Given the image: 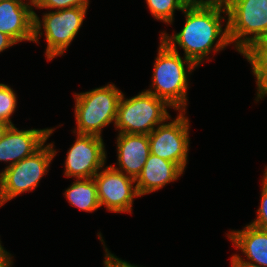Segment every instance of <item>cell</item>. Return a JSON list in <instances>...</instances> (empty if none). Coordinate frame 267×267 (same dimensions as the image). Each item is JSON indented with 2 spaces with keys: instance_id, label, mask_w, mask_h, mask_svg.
I'll use <instances>...</instances> for the list:
<instances>
[{
  "instance_id": "8992f818",
  "label": "cell",
  "mask_w": 267,
  "mask_h": 267,
  "mask_svg": "<svg viewBox=\"0 0 267 267\" xmlns=\"http://www.w3.org/2000/svg\"><path fill=\"white\" fill-rule=\"evenodd\" d=\"M55 154L53 144L46 147L43 144L32 155L5 167L0 173V206L19 194L36 188Z\"/></svg>"
},
{
  "instance_id": "4316f807",
  "label": "cell",
  "mask_w": 267,
  "mask_h": 267,
  "mask_svg": "<svg viewBox=\"0 0 267 267\" xmlns=\"http://www.w3.org/2000/svg\"><path fill=\"white\" fill-rule=\"evenodd\" d=\"M9 126L10 125L6 124L5 122L0 121V140L3 138Z\"/></svg>"
},
{
  "instance_id": "2e32d148",
  "label": "cell",
  "mask_w": 267,
  "mask_h": 267,
  "mask_svg": "<svg viewBox=\"0 0 267 267\" xmlns=\"http://www.w3.org/2000/svg\"><path fill=\"white\" fill-rule=\"evenodd\" d=\"M252 65V71L257 78V101L267 95V36L247 47L241 53Z\"/></svg>"
},
{
  "instance_id": "ffe728a7",
  "label": "cell",
  "mask_w": 267,
  "mask_h": 267,
  "mask_svg": "<svg viewBox=\"0 0 267 267\" xmlns=\"http://www.w3.org/2000/svg\"><path fill=\"white\" fill-rule=\"evenodd\" d=\"M34 6L38 8H57L63 10L73 7L87 8L88 0H33Z\"/></svg>"
},
{
  "instance_id": "484cf974",
  "label": "cell",
  "mask_w": 267,
  "mask_h": 267,
  "mask_svg": "<svg viewBox=\"0 0 267 267\" xmlns=\"http://www.w3.org/2000/svg\"><path fill=\"white\" fill-rule=\"evenodd\" d=\"M7 251L4 250L0 243V267H10L12 265L11 256Z\"/></svg>"
},
{
  "instance_id": "ba28073f",
  "label": "cell",
  "mask_w": 267,
  "mask_h": 267,
  "mask_svg": "<svg viewBox=\"0 0 267 267\" xmlns=\"http://www.w3.org/2000/svg\"><path fill=\"white\" fill-rule=\"evenodd\" d=\"M86 10L87 8L73 7L44 14L41 22L47 40L48 60L65 52L80 30Z\"/></svg>"
},
{
  "instance_id": "8fae6325",
  "label": "cell",
  "mask_w": 267,
  "mask_h": 267,
  "mask_svg": "<svg viewBox=\"0 0 267 267\" xmlns=\"http://www.w3.org/2000/svg\"><path fill=\"white\" fill-rule=\"evenodd\" d=\"M30 5L22 0H4L0 2V32L9 35L17 43L23 40L38 42L42 35L41 22Z\"/></svg>"
},
{
  "instance_id": "e0dca14e",
  "label": "cell",
  "mask_w": 267,
  "mask_h": 267,
  "mask_svg": "<svg viewBox=\"0 0 267 267\" xmlns=\"http://www.w3.org/2000/svg\"><path fill=\"white\" fill-rule=\"evenodd\" d=\"M64 194L72 206L86 212H92L100 208L94 178L77 179Z\"/></svg>"
},
{
  "instance_id": "5bb4252c",
  "label": "cell",
  "mask_w": 267,
  "mask_h": 267,
  "mask_svg": "<svg viewBox=\"0 0 267 267\" xmlns=\"http://www.w3.org/2000/svg\"><path fill=\"white\" fill-rule=\"evenodd\" d=\"M183 170L174 162L162 159L154 154L148 156L141 173L135 179L138 194H149L177 180Z\"/></svg>"
},
{
  "instance_id": "44dd1931",
  "label": "cell",
  "mask_w": 267,
  "mask_h": 267,
  "mask_svg": "<svg viewBox=\"0 0 267 267\" xmlns=\"http://www.w3.org/2000/svg\"><path fill=\"white\" fill-rule=\"evenodd\" d=\"M262 180L263 186L261 193V204L260 208L258 209V217L251 223V225L267 232V169L265 170Z\"/></svg>"
},
{
  "instance_id": "6da1fadb",
  "label": "cell",
  "mask_w": 267,
  "mask_h": 267,
  "mask_svg": "<svg viewBox=\"0 0 267 267\" xmlns=\"http://www.w3.org/2000/svg\"><path fill=\"white\" fill-rule=\"evenodd\" d=\"M183 12L186 23L179 33L168 36L161 33V40L172 50H176V44L184 49L185 58L190 59L196 66L202 63L204 57L212 50L216 39L214 51L223 50L230 44L228 36V23L223 31L221 13L227 14L225 3L217 5L187 6Z\"/></svg>"
},
{
  "instance_id": "603a6c76",
  "label": "cell",
  "mask_w": 267,
  "mask_h": 267,
  "mask_svg": "<svg viewBox=\"0 0 267 267\" xmlns=\"http://www.w3.org/2000/svg\"><path fill=\"white\" fill-rule=\"evenodd\" d=\"M232 267H262L260 265L248 262L247 260H243L239 255H233L231 259Z\"/></svg>"
},
{
  "instance_id": "52a82bcc",
  "label": "cell",
  "mask_w": 267,
  "mask_h": 267,
  "mask_svg": "<svg viewBox=\"0 0 267 267\" xmlns=\"http://www.w3.org/2000/svg\"><path fill=\"white\" fill-rule=\"evenodd\" d=\"M178 115L174 121L158 125L148 138L151 154L176 163L184 171L189 150V120L183 111Z\"/></svg>"
},
{
  "instance_id": "9a60e30c",
  "label": "cell",
  "mask_w": 267,
  "mask_h": 267,
  "mask_svg": "<svg viewBox=\"0 0 267 267\" xmlns=\"http://www.w3.org/2000/svg\"><path fill=\"white\" fill-rule=\"evenodd\" d=\"M235 247L242 250L251 262L267 267V232L249 224L243 230L228 235Z\"/></svg>"
},
{
  "instance_id": "5b68a950",
  "label": "cell",
  "mask_w": 267,
  "mask_h": 267,
  "mask_svg": "<svg viewBox=\"0 0 267 267\" xmlns=\"http://www.w3.org/2000/svg\"><path fill=\"white\" fill-rule=\"evenodd\" d=\"M225 6L229 40L239 53L267 36V0H225Z\"/></svg>"
},
{
  "instance_id": "d6986e66",
  "label": "cell",
  "mask_w": 267,
  "mask_h": 267,
  "mask_svg": "<svg viewBox=\"0 0 267 267\" xmlns=\"http://www.w3.org/2000/svg\"><path fill=\"white\" fill-rule=\"evenodd\" d=\"M17 99L13 90L5 85L0 84V121L5 122L6 124L12 126L14 125L10 116L14 113Z\"/></svg>"
},
{
  "instance_id": "7402d4cb",
  "label": "cell",
  "mask_w": 267,
  "mask_h": 267,
  "mask_svg": "<svg viewBox=\"0 0 267 267\" xmlns=\"http://www.w3.org/2000/svg\"><path fill=\"white\" fill-rule=\"evenodd\" d=\"M106 255L104 260L105 267H137L134 265H131L130 263L126 261H122L119 258L115 257L113 254H111L108 249H105Z\"/></svg>"
},
{
  "instance_id": "7a4b0ae2",
  "label": "cell",
  "mask_w": 267,
  "mask_h": 267,
  "mask_svg": "<svg viewBox=\"0 0 267 267\" xmlns=\"http://www.w3.org/2000/svg\"><path fill=\"white\" fill-rule=\"evenodd\" d=\"M184 61V62H183ZM185 65L189 69H185ZM197 66L188 58L181 59L178 50H172L164 41L158 51L154 64L152 89L146 92L165 100L176 110L184 111L186 107V91L188 88V74Z\"/></svg>"
},
{
  "instance_id": "3957f363",
  "label": "cell",
  "mask_w": 267,
  "mask_h": 267,
  "mask_svg": "<svg viewBox=\"0 0 267 267\" xmlns=\"http://www.w3.org/2000/svg\"><path fill=\"white\" fill-rule=\"evenodd\" d=\"M122 92L113 84L75 95L77 134L101 137L102 128L116 121Z\"/></svg>"
},
{
  "instance_id": "ac0fdd59",
  "label": "cell",
  "mask_w": 267,
  "mask_h": 267,
  "mask_svg": "<svg viewBox=\"0 0 267 267\" xmlns=\"http://www.w3.org/2000/svg\"><path fill=\"white\" fill-rule=\"evenodd\" d=\"M151 14L165 23L173 21L174 10L183 11L187 4L183 0H146Z\"/></svg>"
},
{
  "instance_id": "4fadbf2b",
  "label": "cell",
  "mask_w": 267,
  "mask_h": 267,
  "mask_svg": "<svg viewBox=\"0 0 267 267\" xmlns=\"http://www.w3.org/2000/svg\"><path fill=\"white\" fill-rule=\"evenodd\" d=\"M118 171L126 172L134 179L138 177L150 155L149 138L146 134L119 133L117 137Z\"/></svg>"
},
{
  "instance_id": "cb8c5ba5",
  "label": "cell",
  "mask_w": 267,
  "mask_h": 267,
  "mask_svg": "<svg viewBox=\"0 0 267 267\" xmlns=\"http://www.w3.org/2000/svg\"><path fill=\"white\" fill-rule=\"evenodd\" d=\"M187 6L195 5H217L225 3V0H183Z\"/></svg>"
},
{
  "instance_id": "9c48e42d",
  "label": "cell",
  "mask_w": 267,
  "mask_h": 267,
  "mask_svg": "<svg viewBox=\"0 0 267 267\" xmlns=\"http://www.w3.org/2000/svg\"><path fill=\"white\" fill-rule=\"evenodd\" d=\"M93 178L97 185L100 207L104 205L107 210L116 213L131 212L133 198L140 196L136 185H132L136 182L134 178L111 165L97 172Z\"/></svg>"
},
{
  "instance_id": "30bf717a",
  "label": "cell",
  "mask_w": 267,
  "mask_h": 267,
  "mask_svg": "<svg viewBox=\"0 0 267 267\" xmlns=\"http://www.w3.org/2000/svg\"><path fill=\"white\" fill-rule=\"evenodd\" d=\"M102 137L77 134V139L67 152L65 176L77 179L93 178L106 160Z\"/></svg>"
},
{
  "instance_id": "7c38bea8",
  "label": "cell",
  "mask_w": 267,
  "mask_h": 267,
  "mask_svg": "<svg viewBox=\"0 0 267 267\" xmlns=\"http://www.w3.org/2000/svg\"><path fill=\"white\" fill-rule=\"evenodd\" d=\"M53 129L18 130L14 125L9 126L0 140V161H12L9 166L32 155L46 143Z\"/></svg>"
},
{
  "instance_id": "277c9868",
  "label": "cell",
  "mask_w": 267,
  "mask_h": 267,
  "mask_svg": "<svg viewBox=\"0 0 267 267\" xmlns=\"http://www.w3.org/2000/svg\"><path fill=\"white\" fill-rule=\"evenodd\" d=\"M171 107L165 100L146 91L125 99L120 97L115 126L119 133L149 135L155 126L170 119L166 110Z\"/></svg>"
},
{
  "instance_id": "d4e9b609",
  "label": "cell",
  "mask_w": 267,
  "mask_h": 267,
  "mask_svg": "<svg viewBox=\"0 0 267 267\" xmlns=\"http://www.w3.org/2000/svg\"><path fill=\"white\" fill-rule=\"evenodd\" d=\"M17 43L12 37L0 32V52Z\"/></svg>"
}]
</instances>
